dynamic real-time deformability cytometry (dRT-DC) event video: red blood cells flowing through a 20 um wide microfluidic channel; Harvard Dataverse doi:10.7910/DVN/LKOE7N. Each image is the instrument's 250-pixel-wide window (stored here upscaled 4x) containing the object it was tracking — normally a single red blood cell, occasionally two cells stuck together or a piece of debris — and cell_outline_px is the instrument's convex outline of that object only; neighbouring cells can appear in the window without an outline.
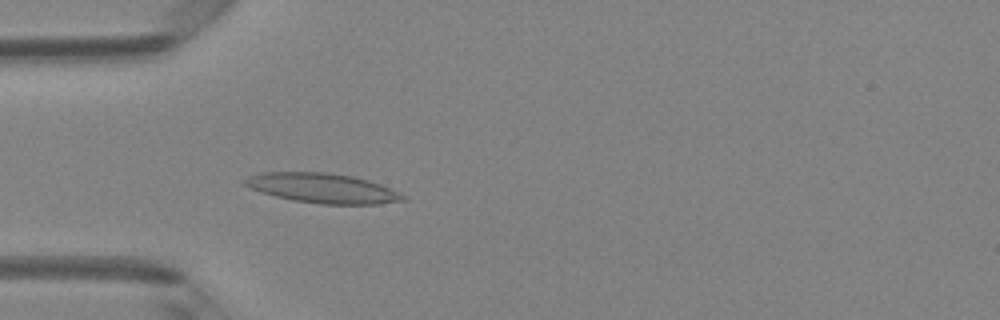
{"species": "Egyptian fruit bat (a non-hibernating species)", "species_latin": "Rousettus aegyptiacus", "temperature_condition": "room temperature", "stored_images_in_passage": 48, "camera_frame_rate_fps": 3000, "um_per_image_px": 0.085, "animal": {"sex": "female"}, "frame": {"image": 1, "passage_image": 14, "time_ms": 4.333, "image_size_px": [1000, 320], "cell_outline_px": [[408, 200], [380, 204], [320, 204], [292, 200], [260, 192], [244, 184], [244, 180], [248, 176], [264, 172], [328, 172], [352, 176], [368, 180], [380, 184], [408, 196]], "centroid_in_image_um": [27.47, 16.0], "position_along_channel_um": 57.5, "area_um2": 27.46}}
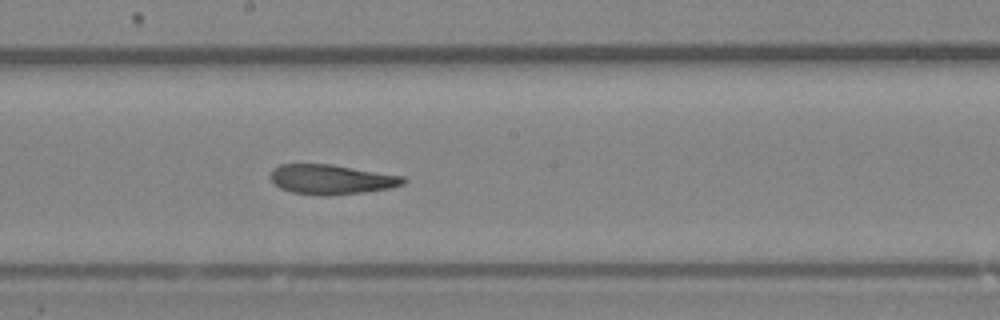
{"frame": {"image": 2, "passage_image": 26, "time_ms": 8.333, "image_size_px": [1000, 320], "cell_outline_px": [[408, 180], [404, 184], [392, 188], [364, 192], [324, 196], [320, 196], [292, 192], [280, 188], [272, 180], [272, 168], [280, 164], [332, 164], [404, 176]], "centroid_in_image_um": [28.21, 15.25], "position_along_channel_um": 220.0, "area_um2": 23.12}}
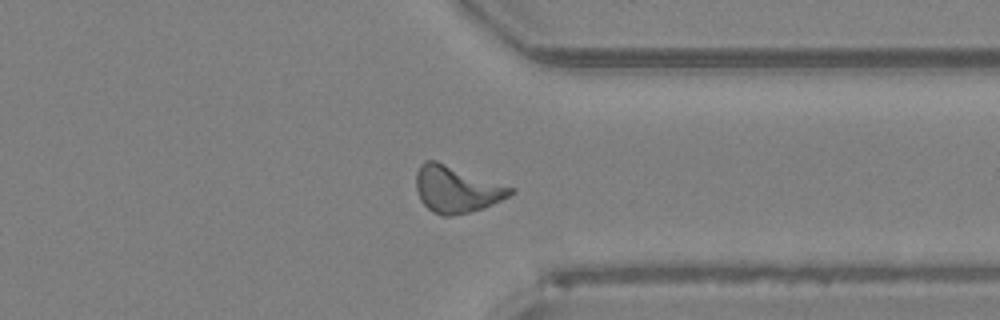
{"frame": {"image": 3, "passage_image": 37, "time_ms": 12.0, "image_size_px": [1000, 320], "cell_outline_px": [[516, 192], [484, 208], [468, 212], [448, 216], [444, 216], [432, 212], [420, 200], [416, 188], [416, 172], [420, 164], [424, 160], [436, 160], [512, 188]], "centroid_in_image_um": [38.74, 16.08], "position_along_channel_um": 372.7, "area_um2": 25.26}, "authors_computed_cell_mechanics": {"area_um2": 23.5535, "velocity_mm_per_s": 4.1913, "shape_relaxation_time_tau1_ms": 9.4785, "shape_relaxation_time_tau2_ms": 5.6065, "deformation_change_tau1": 0.2609, "deformation_change_tau2": 0.1516}}